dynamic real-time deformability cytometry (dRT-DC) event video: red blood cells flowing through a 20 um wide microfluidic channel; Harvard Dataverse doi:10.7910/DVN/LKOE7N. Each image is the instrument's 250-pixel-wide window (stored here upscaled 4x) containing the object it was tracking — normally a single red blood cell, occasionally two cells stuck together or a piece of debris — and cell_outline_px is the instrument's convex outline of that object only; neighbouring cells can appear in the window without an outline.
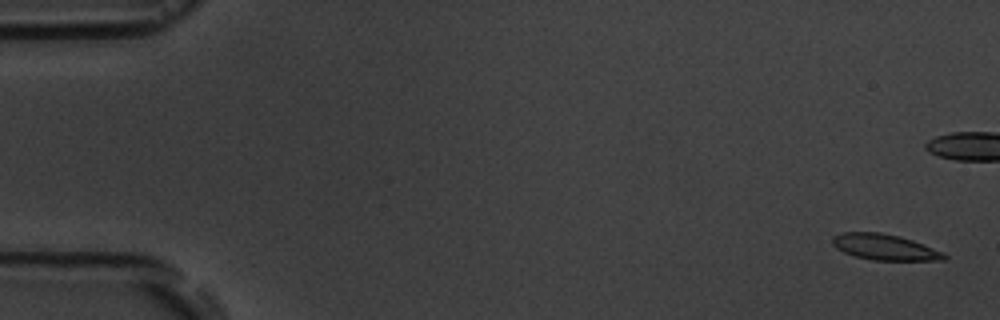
{"species": "common noctule bat (a hibernating species)", "species_latin": "Nyctalus noctula", "temperature_condition": "room temperature", "stored_images_in_passage": 6, "camera_frame_rate_fps": 3000, "um_per_image_px": 0.085, "animal": {"sex": "male", "body_mass_g": 19.5, "forearm_length_mm": 54.6}, "frame": {"image": 1, "passage_image": 1, "time_ms": 0.0, "image_size_px": [1000, 320], "cell_outline_px": [[948, 256], [944, 260], [872, 260], [856, 256], [844, 252], [836, 248], [832, 244], [832, 236], [840, 232], [880, 232], [900, 236], [912, 240], [944, 252]], "centroid_in_image_um": [75.18, 20.99], "position_along_channel_um": 9.8, "area_um2": 16.88}}
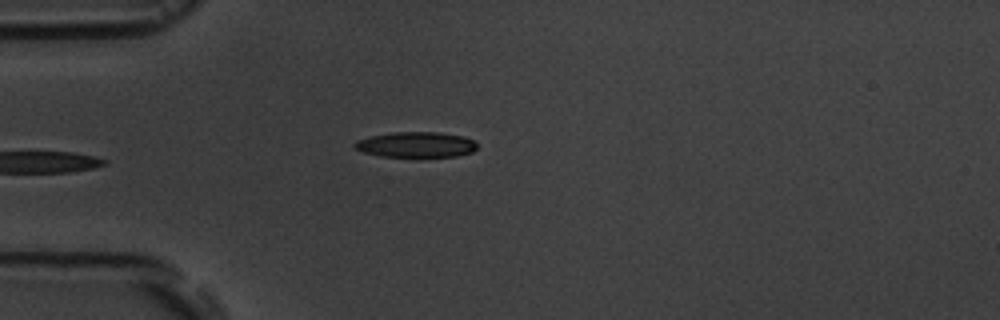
{"frame": {"image": 2, "passage_image": 6, "time_ms": 5.667, "image_size_px": [1000, 320], "cell_outline_px": [[476, 148], [472, 152], [456, 156], [380, 156], [364, 152], [352, 148], [352, 144], [356, 140], [372, 136], [392, 132], [440, 132], [464, 136], [476, 140]], "centroid_in_image_um": [35.36, 12.28], "position_along_channel_um": 49.6, "area_um2": 18.21}}